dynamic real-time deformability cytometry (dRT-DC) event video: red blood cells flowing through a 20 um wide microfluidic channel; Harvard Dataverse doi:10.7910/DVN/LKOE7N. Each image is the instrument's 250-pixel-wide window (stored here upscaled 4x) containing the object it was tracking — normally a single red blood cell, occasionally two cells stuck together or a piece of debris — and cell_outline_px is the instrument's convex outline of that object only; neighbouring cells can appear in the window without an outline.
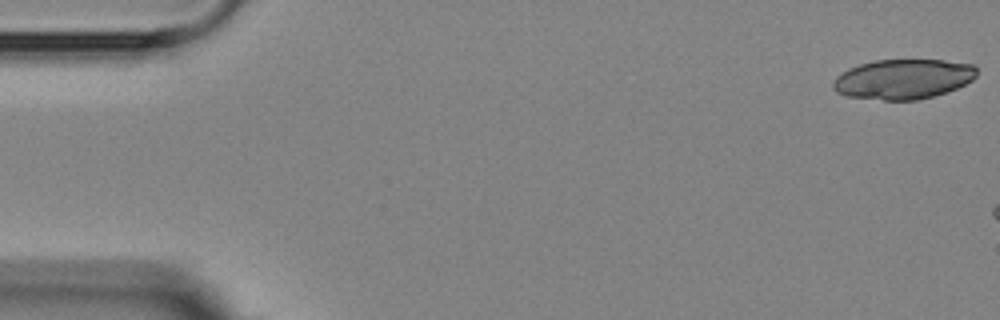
{"species": "Egyptian fruit bat (a non-hibernating species)", "species_latin": "Rousettus aegyptiacus", "temperature_condition": "room temperature", "stored_images_in_passage": 3, "camera_frame_rate_fps": 3000, "um_per_image_px": 0.085, "animal": {"sex": "female"}, "frame": {"image": 1, "passage_image": 1, "time_ms": 0.0, "image_size_px": [1000, 320], "cell_outline_px": [[976, 76], [972, 80], [956, 88], [932, 96], [916, 100], [884, 100], [848, 96], [836, 92], [832, 88], [832, 84], [836, 76], [840, 72], [848, 68], [860, 64], [876, 60], [944, 60], [972, 64], [976, 68]], "centroid_in_image_um": [76.73, 6.72], "position_along_channel_um": 8.3, "area_um2": 33.29}}